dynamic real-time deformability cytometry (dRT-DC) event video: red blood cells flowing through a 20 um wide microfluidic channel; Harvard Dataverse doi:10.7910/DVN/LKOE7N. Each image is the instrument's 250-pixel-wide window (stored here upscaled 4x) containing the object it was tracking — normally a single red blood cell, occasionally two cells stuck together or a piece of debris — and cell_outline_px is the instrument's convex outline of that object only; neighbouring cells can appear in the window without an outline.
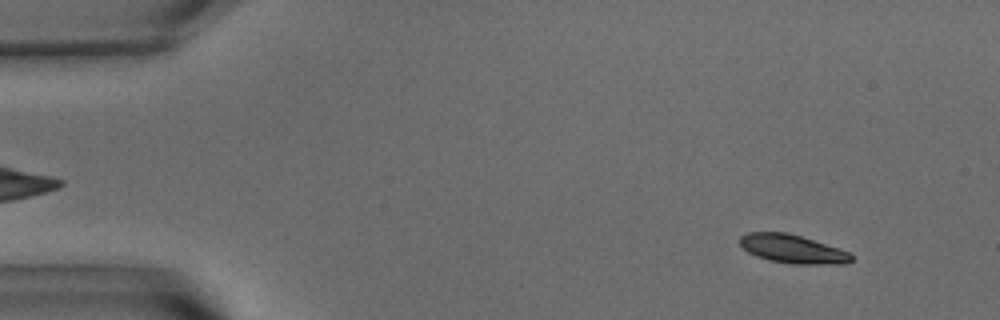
{"species": "common noctule bat (a hibernating species)", "species_latin": "Nyctalus noctula", "temperature_condition": "warm", "stored_images_in_passage": 16, "camera_frame_rate_fps": 3000, "um_per_image_px": 0.085, "animal": {"sex": "male", "body_mass_g": 15.6}, "frame": {"image": 1, "passage_image": 5, "time_ms": 1.333, "image_size_px": [1000, 320], "cell_outline_px": [[852, 260], [844, 264], [792, 264], [768, 260], [756, 256], [748, 252], [740, 244], [740, 236], [748, 232], [788, 232], [840, 248], [848, 252], [852, 256]], "centroid_in_image_um": [67.36, 21.16], "position_along_channel_um": 17.6, "area_um2": 18.61}}
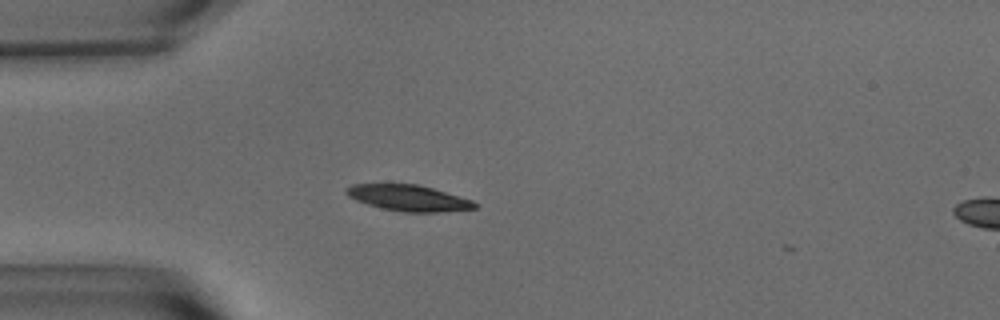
{"frame": {"image": 2, "passage_image": 15, "time_ms": 4.667, "image_size_px": [1000, 320], "cell_outline_px": [[476, 208], [440, 212], [404, 212], [380, 208], [356, 200], [348, 196], [344, 192], [344, 188], [352, 184], [416, 184], [432, 188], [472, 200], [476, 204]], "centroid_in_image_um": [34.67, 16.82], "position_along_channel_um": 50.3, "area_um2": 19.36}}